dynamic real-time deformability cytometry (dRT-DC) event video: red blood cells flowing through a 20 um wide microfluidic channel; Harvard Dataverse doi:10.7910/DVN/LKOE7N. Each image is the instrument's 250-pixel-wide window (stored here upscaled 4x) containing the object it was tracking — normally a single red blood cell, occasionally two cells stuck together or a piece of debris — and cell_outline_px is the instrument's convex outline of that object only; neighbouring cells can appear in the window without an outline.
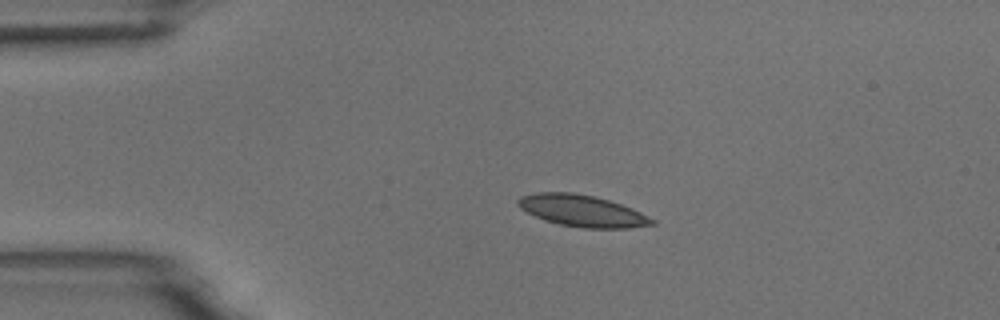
{"species": "common noctule bat (a hibernating species)", "species_latin": "Nyctalus noctula", "temperature_condition": "room temperature", "stored_images_in_passage": 4, "camera_frame_rate_fps": 3000, "um_per_image_px": 0.085, "animal": {"sex": "male", "body_mass_g": 18.8}, "frame": {"image": 1, "passage_image": 3, "time_ms": 2.333, "image_size_px": [1000, 320], "cell_outline_px": [[656, 224], [628, 228], [580, 228], [560, 224], [544, 220], [520, 208], [516, 204], [516, 200], [520, 196], [536, 192], [572, 192], [592, 196], [608, 200], [632, 208], [656, 220]], "centroid_in_image_um": [49.47, 17.92], "position_along_channel_um": 35.5, "area_um2": 24.68}}